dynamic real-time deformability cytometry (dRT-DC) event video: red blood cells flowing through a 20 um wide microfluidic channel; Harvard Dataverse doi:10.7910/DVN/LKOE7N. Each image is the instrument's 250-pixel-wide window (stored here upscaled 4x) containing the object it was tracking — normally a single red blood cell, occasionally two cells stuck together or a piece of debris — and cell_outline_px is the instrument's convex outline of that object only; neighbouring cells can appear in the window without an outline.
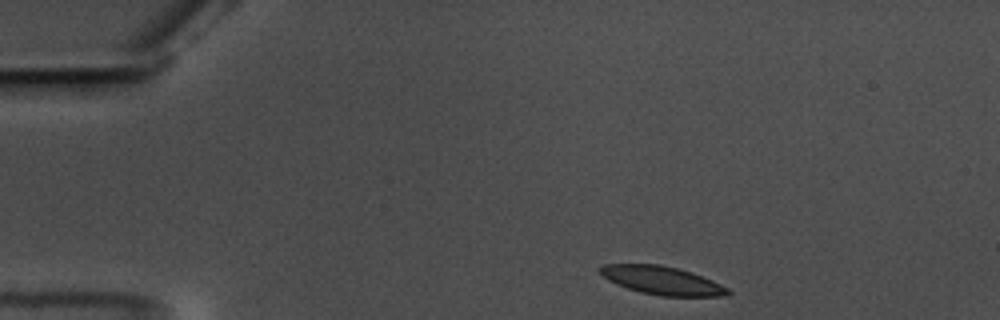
{"species": "common noctule bat (a hibernating species)", "species_latin": "Nyctalus noctula", "temperature_condition": "warm", "stored_images_in_passage": 49, "camera_frame_rate_fps": 3000, "um_per_image_px": 0.085, "animal": {"sex": "male", "body_mass_g": 17.5, "forearm_length_mm": 52.3}, "frame": {"image": 1, "passage_image": 1, "time_ms": 0.0, "image_size_px": [1000, 320], "cell_outline_px": [[732, 292], [728, 296], [660, 296], [640, 292], [616, 284], [608, 280], [596, 268], [604, 264], [660, 264], [680, 268], [692, 272], [712, 280], [728, 288]], "centroid_in_image_um": [56.28, 23.83], "position_along_channel_um": 28.7, "area_um2": 21.27}}
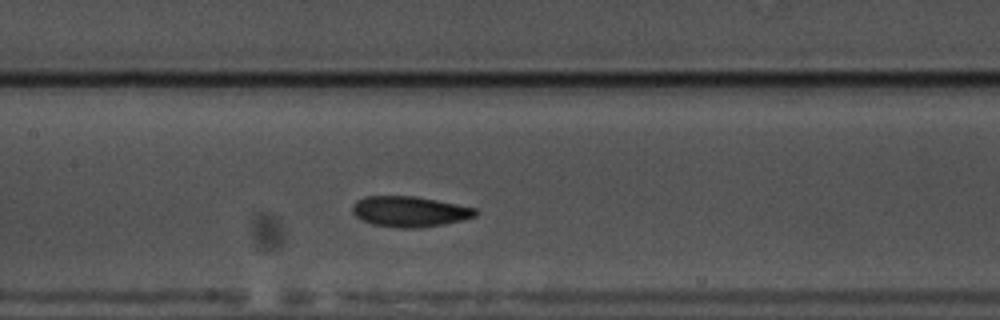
{"frame": {"image": 2, "passage_image": 19, "time_ms": 6.0, "image_size_px": [1000, 320], "cell_outline_px": [[480, 212], [476, 216], [464, 220], [444, 224], [420, 228], [396, 228], [372, 224], [360, 220], [352, 212], [352, 204], [356, 200], [364, 196], [416, 196], [476, 208]], "centroid_in_image_um": [34.81, 17.98], "position_along_channel_um": 172.6, "area_um2": 22.25}}
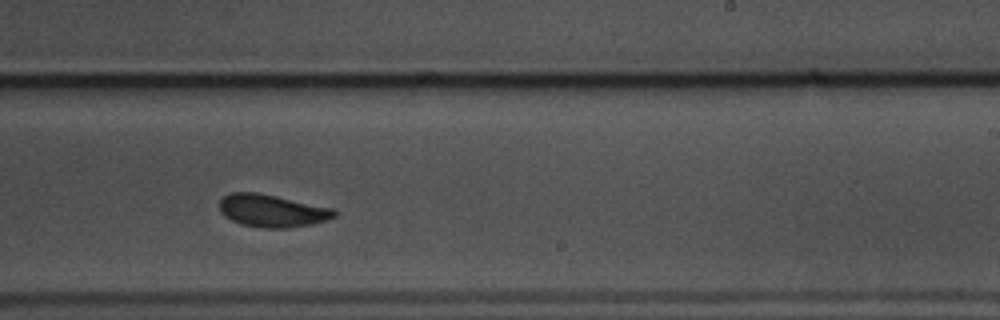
{"frame": {"image": 3, "passage_image": 27, "time_ms": 8.667, "image_size_px": [1000, 320], "cell_outline_px": [[336, 216], [312, 224], [288, 228], [260, 228], [240, 224], [224, 216], [220, 212], [220, 200], [224, 196], [232, 192], [256, 192], [276, 196], [332, 208], [336, 212]], "centroid_in_image_um": [23.09, 17.92], "position_along_channel_um": 265.9, "area_um2": 21.68}, "authors_computed_cell_mechanics": {"area_um2": 21.7328, "velocity_mm_per_s": 3.512, "shape_relaxation_time_tau1_ms": 3.8166, "shape_relaxation_time_tau2_ms": 2.0004, "deformation_change_tau1": 0.1057, "deformation_change_tau2": 0.071}}